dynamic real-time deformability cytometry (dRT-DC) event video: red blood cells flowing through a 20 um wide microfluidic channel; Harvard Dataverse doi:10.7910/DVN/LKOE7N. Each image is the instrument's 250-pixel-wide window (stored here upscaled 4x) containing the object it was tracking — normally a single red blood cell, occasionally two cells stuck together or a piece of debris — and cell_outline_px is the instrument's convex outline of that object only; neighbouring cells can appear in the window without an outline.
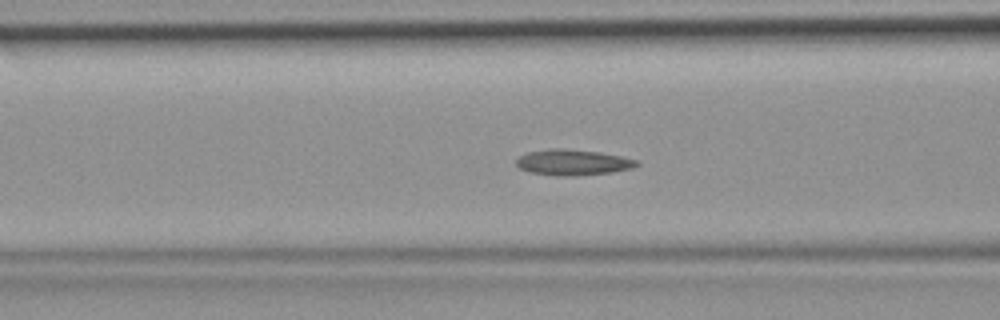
{"species": "common noctule bat (a hibernating species)", "species_latin": "Nyctalus noctula", "temperature_condition": "room temperature", "stored_images_in_passage": 44, "camera_frame_rate_fps": 3000, "um_per_image_px": 0.085, "animal": {"sex": "female", "body_mass_g": 19.9}, "frame": {"image": 1, "passage_image": 16, "time_ms": 5.0, "image_size_px": [1000, 320], "cell_outline_px": [[640, 164], [632, 168], [612, 172], [580, 176], [556, 176], [528, 172], [520, 168], [516, 164], [516, 160], [520, 156], [528, 152], [548, 148], [564, 148], [600, 152], [620, 156], [636, 160]], "centroid_in_image_um": [48.67, 13.8], "position_along_channel_um": 117.9, "area_um2": 18.26}}
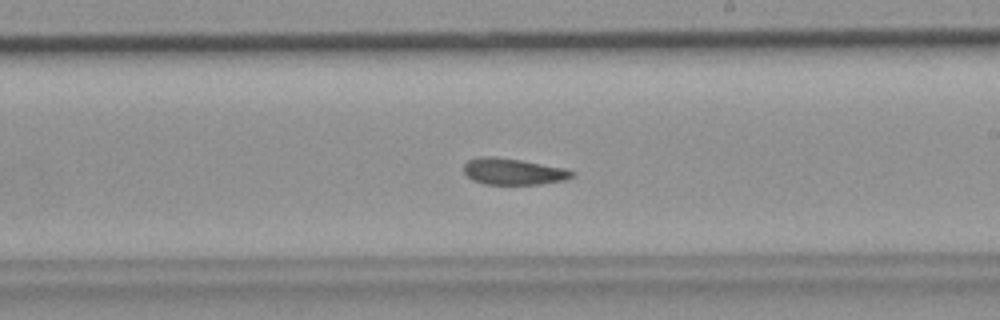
{"frame": {"image": 2, "passage_image": 25, "time_ms": 8.0, "image_size_px": [1000, 320], "cell_outline_px": [[576, 172], [572, 176], [564, 180], [540, 184], [484, 184], [472, 180], [464, 172], [464, 164], [468, 160], [476, 156], [496, 156], [520, 160], [564, 168]], "centroid_in_image_um": [43.58, 14.57], "position_along_channel_um": 245.4, "area_um2": 16.65}}
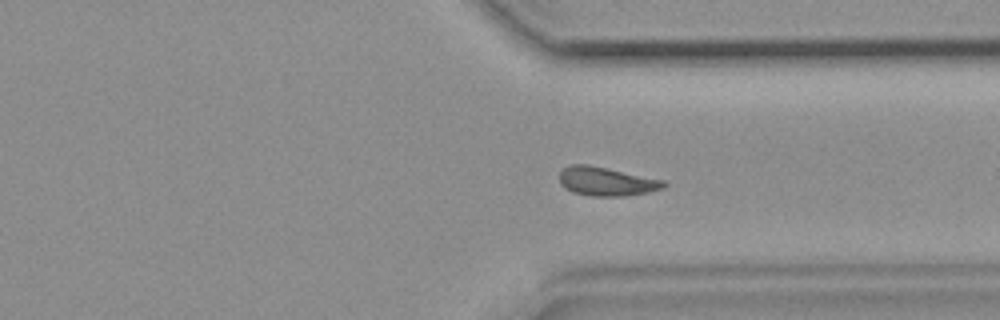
{"frame": {"image": 3, "passage_image": 33, "time_ms": 10.667, "image_size_px": [1000, 320], "cell_outline_px": [[668, 184], [664, 188], [648, 192], [624, 196], [592, 196], [572, 192], [564, 188], [560, 184], [560, 172], [568, 164], [588, 164], [608, 168], [664, 180]], "centroid_in_image_um": [51.54, 15.42], "position_along_channel_um": 359.9, "area_um2": 17.63}}